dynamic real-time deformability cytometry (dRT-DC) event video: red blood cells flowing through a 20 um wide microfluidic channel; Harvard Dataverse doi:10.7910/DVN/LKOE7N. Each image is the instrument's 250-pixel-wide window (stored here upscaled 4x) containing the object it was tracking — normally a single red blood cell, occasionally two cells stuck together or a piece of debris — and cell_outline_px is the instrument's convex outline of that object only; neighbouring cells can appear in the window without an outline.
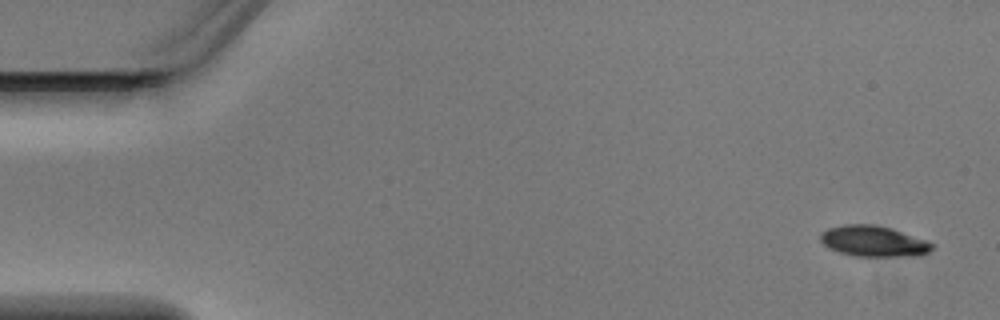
{"species": "Egyptian fruit bat (a non-hibernating species)", "species_latin": "Rousettus aegyptiacus", "temperature_condition": "warm", "stored_images_in_passage": 4, "camera_frame_rate_fps": 3000, "um_per_image_px": 0.085, "animal": {"sex": "male"}, "frame": {"image": 1, "passage_image": 1, "time_ms": 0.0, "image_size_px": [1000, 320], "cell_outline_px": [[936, 244], [928, 252], [920, 256], [856, 256], [840, 252], [828, 248], [820, 240], [820, 232], [828, 228], [844, 224], [876, 224], [892, 228], [928, 240]], "centroid_in_image_um": [74.28, 20.49], "position_along_channel_um": 10.7, "area_um2": 20.35}}